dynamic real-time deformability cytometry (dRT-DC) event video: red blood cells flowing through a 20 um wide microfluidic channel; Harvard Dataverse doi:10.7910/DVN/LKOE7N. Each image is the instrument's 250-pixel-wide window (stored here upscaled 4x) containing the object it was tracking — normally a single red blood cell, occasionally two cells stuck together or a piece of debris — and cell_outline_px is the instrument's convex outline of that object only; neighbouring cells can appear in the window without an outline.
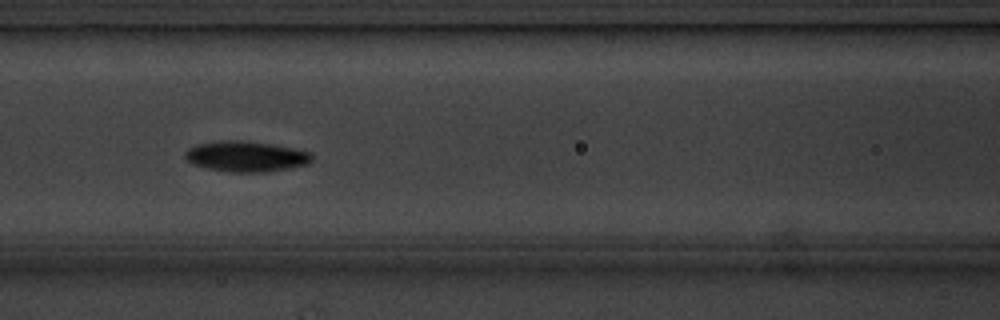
{"species": "common noctule bat (a hibernating species)", "species_latin": "Nyctalus noctula", "temperature_condition": "cold", "stored_images_in_passage": 7, "camera_frame_rate_fps": 3000, "um_per_image_px": 0.085, "animal": {"sex": "male", "body_mass_g": 20.1, "forearm_length_mm": 53.5}, "frame": {"image": 1, "passage_image": 6, "time_ms": 5.667, "image_size_px": [1000, 320], "cell_outline_px": [[312, 160], [308, 164], [268, 172], [228, 172], [208, 168], [192, 164], [184, 156], [184, 152], [188, 148], [196, 144], [224, 140], [240, 140], [272, 144], [312, 152]], "centroid_in_image_um": [20.9, 13.29], "position_along_channel_um": 145.7, "area_um2": 22.66}}